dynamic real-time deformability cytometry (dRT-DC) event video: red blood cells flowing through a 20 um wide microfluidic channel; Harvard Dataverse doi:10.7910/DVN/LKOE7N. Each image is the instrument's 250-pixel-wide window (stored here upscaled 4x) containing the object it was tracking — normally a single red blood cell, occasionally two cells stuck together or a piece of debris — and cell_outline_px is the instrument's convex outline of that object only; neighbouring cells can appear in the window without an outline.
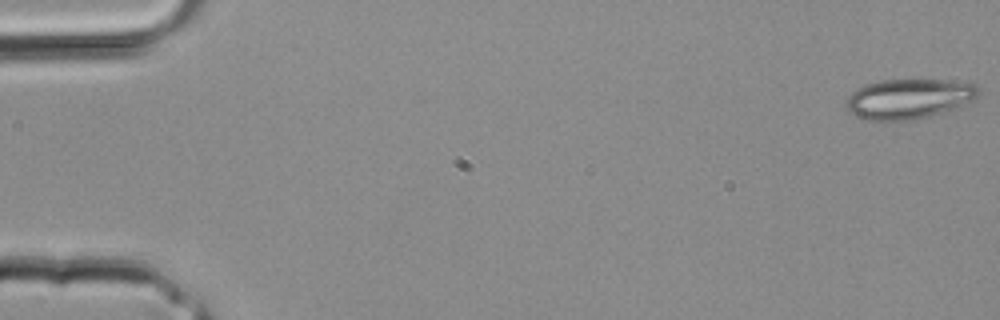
{"species": "common noctule bat (a hibernating species)", "species_latin": "Nyctalus noctula", "temperature_condition": "room temperature", "stored_images_in_passage": 3, "camera_frame_rate_fps": 3000, "um_per_image_px": 0.085, "animal": {"sex": "male", "body_mass_g": 20.4}, "frame": {"image": 1, "passage_image": 1, "time_ms": 0.0, "image_size_px": [1000, 320], "cell_outline_px": [[980, 92], [976, 100], [960, 108], [912, 120], [884, 124], [864, 120], [848, 112], [848, 96], [856, 88], [864, 84], [880, 80], [912, 76], [948, 80], [976, 84], [980, 88]], "centroid_in_image_um": [77.28, 8.38], "position_along_channel_um": 7.7, "area_um2": 32.89}}